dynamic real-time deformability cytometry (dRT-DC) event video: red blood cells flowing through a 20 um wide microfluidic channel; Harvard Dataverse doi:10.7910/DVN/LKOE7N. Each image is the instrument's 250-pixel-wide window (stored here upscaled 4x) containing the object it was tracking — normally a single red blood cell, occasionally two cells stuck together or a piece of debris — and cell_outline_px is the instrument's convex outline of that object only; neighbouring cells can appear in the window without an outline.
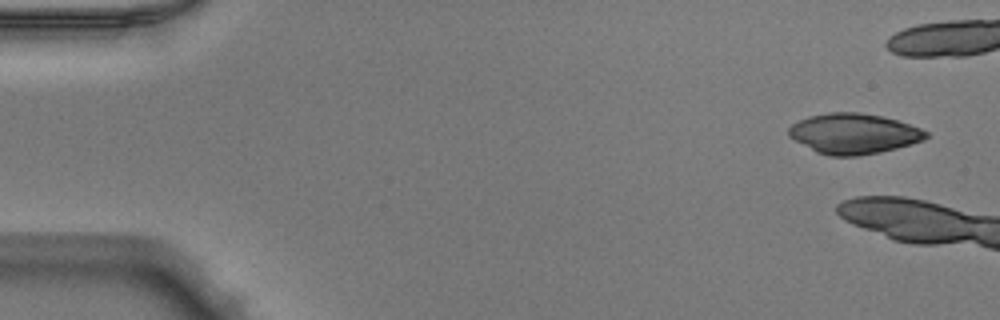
{"species": "Egyptian fruit bat (a non-hibernating species)", "species_latin": "Rousettus aegyptiacus", "temperature_condition": "warm", "stored_images_in_passage": 6, "camera_frame_rate_fps": 3000, "um_per_image_px": 0.085, "animal": {"sex": "male"}, "frame": {"image": 1, "passage_image": 1, "time_ms": 0.0, "image_size_px": [1000, 320], "cell_outline_px": [[928, 136], [924, 140], [912, 144], [880, 152], [856, 156], [828, 156], [816, 152], [788, 136], [788, 128], [792, 124], [808, 116], [828, 112], [860, 112], [884, 116], [920, 128], [928, 132]], "centroid_in_image_um": [72.56, 11.35], "position_along_channel_um": 12.4, "area_um2": 32.37}}